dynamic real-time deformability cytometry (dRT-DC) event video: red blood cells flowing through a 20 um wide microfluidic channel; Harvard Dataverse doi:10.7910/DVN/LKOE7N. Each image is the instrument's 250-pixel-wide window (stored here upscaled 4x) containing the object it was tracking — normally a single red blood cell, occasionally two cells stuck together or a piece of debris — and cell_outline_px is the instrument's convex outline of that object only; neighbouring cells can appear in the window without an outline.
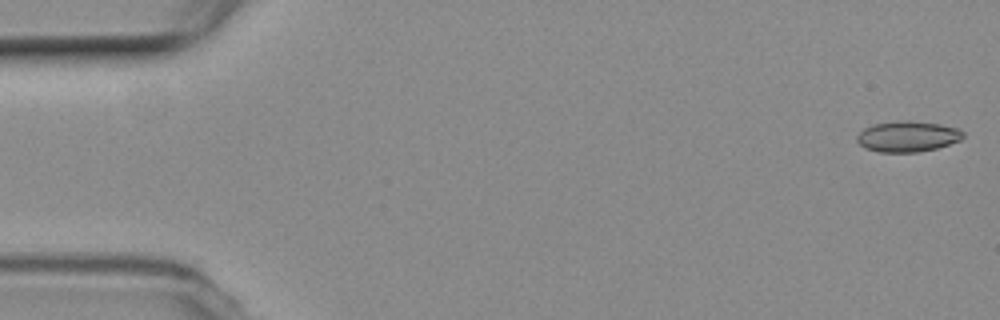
{"species": "common noctule bat (a hibernating species)", "species_latin": "Nyctalus noctula", "temperature_condition": "room temperature", "stored_images_in_passage": 19, "camera_frame_rate_fps": 3000, "um_per_image_px": 0.085, "animal": {"sex": "female", "body_mass_g": 19.3, "forearm_length_mm": 54.1}, "frame": {"image": 1, "passage_image": 1, "time_ms": 0.0, "image_size_px": [1000, 320], "cell_outline_px": [[964, 136], [960, 140], [936, 148], [920, 152], [880, 152], [864, 148], [856, 140], [856, 136], [864, 128], [872, 124], [908, 120], [940, 124], [956, 128], [964, 132]], "centroid_in_image_um": [77.12, 11.6], "position_along_channel_um": 7.9, "area_um2": 18.96}}
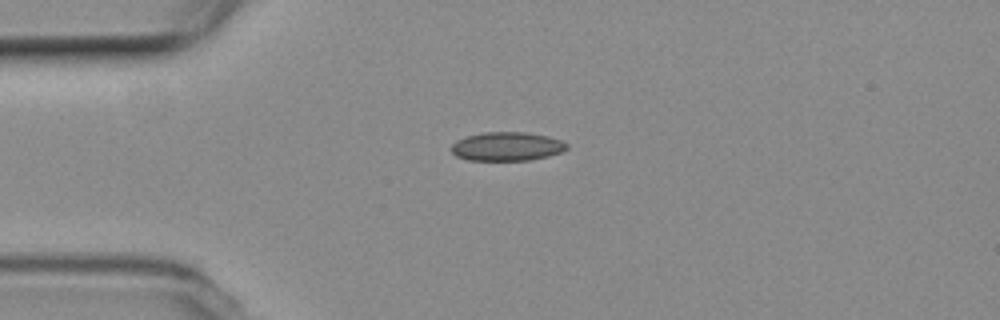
{"frame": {"image": 2, "passage_image": 13, "time_ms": 4.0, "image_size_px": [1000, 320], "cell_outline_px": [[568, 148], [560, 152], [548, 156], [528, 160], [468, 160], [456, 156], [452, 152], [452, 144], [456, 140], [480, 132], [524, 132], [548, 136], [564, 140], [568, 144]], "centroid_in_image_um": [43.1, 12.44], "position_along_channel_um": 41.9, "area_um2": 19.42}}
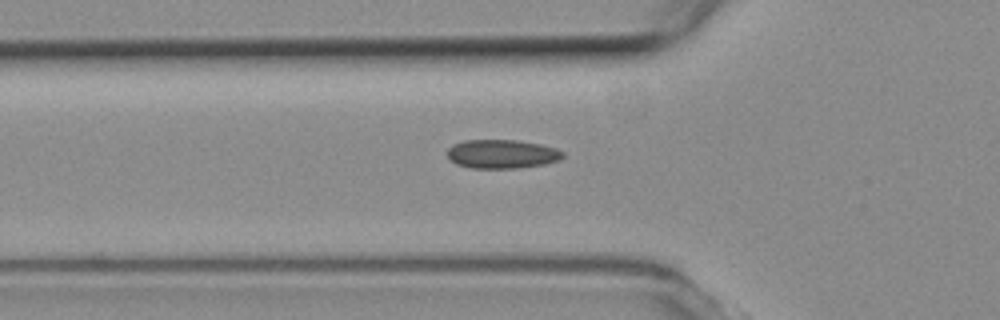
{"frame": {"image": 3, "passage_image": 18, "time_ms": 5.667, "image_size_px": [1000, 320], "cell_outline_px": [[564, 156], [560, 160], [544, 164], [520, 168], [472, 168], [456, 164], [448, 156], [448, 148], [452, 144], [464, 140], [516, 140], [540, 144], [556, 148], [564, 152]], "centroid_in_image_um": [42.68, 13.09], "position_along_channel_um": 83.1, "area_um2": 19.48}}